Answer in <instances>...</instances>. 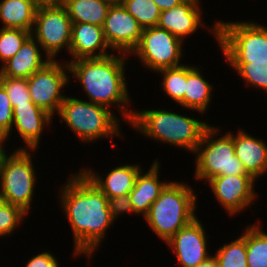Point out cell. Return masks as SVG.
<instances>
[{
	"mask_svg": "<svg viewBox=\"0 0 267 267\" xmlns=\"http://www.w3.org/2000/svg\"><path fill=\"white\" fill-rule=\"evenodd\" d=\"M214 257L218 267H248L246 251V228L240 237L217 248Z\"/></svg>",
	"mask_w": 267,
	"mask_h": 267,
	"instance_id": "27",
	"label": "cell"
},
{
	"mask_svg": "<svg viewBox=\"0 0 267 267\" xmlns=\"http://www.w3.org/2000/svg\"><path fill=\"white\" fill-rule=\"evenodd\" d=\"M60 188V209L65 213L74 239L72 253L75 257L84 255L91 259L115 222L108 198L81 170L71 173Z\"/></svg>",
	"mask_w": 267,
	"mask_h": 267,
	"instance_id": "1",
	"label": "cell"
},
{
	"mask_svg": "<svg viewBox=\"0 0 267 267\" xmlns=\"http://www.w3.org/2000/svg\"><path fill=\"white\" fill-rule=\"evenodd\" d=\"M165 109L134 111L130 122L136 132L151 140L195 153L204 130L210 125L199 118L188 117Z\"/></svg>",
	"mask_w": 267,
	"mask_h": 267,
	"instance_id": "3",
	"label": "cell"
},
{
	"mask_svg": "<svg viewBox=\"0 0 267 267\" xmlns=\"http://www.w3.org/2000/svg\"><path fill=\"white\" fill-rule=\"evenodd\" d=\"M36 11L34 0H0L1 27L31 32Z\"/></svg>",
	"mask_w": 267,
	"mask_h": 267,
	"instance_id": "23",
	"label": "cell"
},
{
	"mask_svg": "<svg viewBox=\"0 0 267 267\" xmlns=\"http://www.w3.org/2000/svg\"><path fill=\"white\" fill-rule=\"evenodd\" d=\"M111 4H122L123 0H106Z\"/></svg>",
	"mask_w": 267,
	"mask_h": 267,
	"instance_id": "40",
	"label": "cell"
},
{
	"mask_svg": "<svg viewBox=\"0 0 267 267\" xmlns=\"http://www.w3.org/2000/svg\"><path fill=\"white\" fill-rule=\"evenodd\" d=\"M67 0H34L37 8L41 7H53V6H65Z\"/></svg>",
	"mask_w": 267,
	"mask_h": 267,
	"instance_id": "37",
	"label": "cell"
},
{
	"mask_svg": "<svg viewBox=\"0 0 267 267\" xmlns=\"http://www.w3.org/2000/svg\"><path fill=\"white\" fill-rule=\"evenodd\" d=\"M128 56L119 52L115 55L113 52L106 57L66 62L70 76L80 82L81 88L88 96L87 101L117 109L120 112L119 117L122 116L129 125L135 110L128 107L132 102L125 75Z\"/></svg>",
	"mask_w": 267,
	"mask_h": 267,
	"instance_id": "2",
	"label": "cell"
},
{
	"mask_svg": "<svg viewBox=\"0 0 267 267\" xmlns=\"http://www.w3.org/2000/svg\"><path fill=\"white\" fill-rule=\"evenodd\" d=\"M192 186L170 181L144 217L152 232L165 243L196 217L197 194Z\"/></svg>",
	"mask_w": 267,
	"mask_h": 267,
	"instance_id": "4",
	"label": "cell"
},
{
	"mask_svg": "<svg viewBox=\"0 0 267 267\" xmlns=\"http://www.w3.org/2000/svg\"><path fill=\"white\" fill-rule=\"evenodd\" d=\"M220 128L209 125L197 146L193 177L197 181L207 182L216 176H252L235 155L232 131L218 134Z\"/></svg>",
	"mask_w": 267,
	"mask_h": 267,
	"instance_id": "6",
	"label": "cell"
},
{
	"mask_svg": "<svg viewBox=\"0 0 267 267\" xmlns=\"http://www.w3.org/2000/svg\"><path fill=\"white\" fill-rule=\"evenodd\" d=\"M197 267H218V263L214 255H212L211 257L200 263Z\"/></svg>",
	"mask_w": 267,
	"mask_h": 267,
	"instance_id": "38",
	"label": "cell"
},
{
	"mask_svg": "<svg viewBox=\"0 0 267 267\" xmlns=\"http://www.w3.org/2000/svg\"><path fill=\"white\" fill-rule=\"evenodd\" d=\"M159 163L158 158L154 159L146 173L141 170L136 177L134 188L129 193L134 214H142L143 218L148 214L151 205L158 199L161 191L169 183L160 180L159 169L161 164Z\"/></svg>",
	"mask_w": 267,
	"mask_h": 267,
	"instance_id": "20",
	"label": "cell"
},
{
	"mask_svg": "<svg viewBox=\"0 0 267 267\" xmlns=\"http://www.w3.org/2000/svg\"><path fill=\"white\" fill-rule=\"evenodd\" d=\"M13 107L4 87L0 84V135L6 136L12 129Z\"/></svg>",
	"mask_w": 267,
	"mask_h": 267,
	"instance_id": "33",
	"label": "cell"
},
{
	"mask_svg": "<svg viewBox=\"0 0 267 267\" xmlns=\"http://www.w3.org/2000/svg\"><path fill=\"white\" fill-rule=\"evenodd\" d=\"M113 111L85 99L65 96L57 115L61 122L74 132L79 141L90 144L100 141V138H106L114 148L116 145L112 143V137H123L120 126L123 119L117 117Z\"/></svg>",
	"mask_w": 267,
	"mask_h": 267,
	"instance_id": "5",
	"label": "cell"
},
{
	"mask_svg": "<svg viewBox=\"0 0 267 267\" xmlns=\"http://www.w3.org/2000/svg\"><path fill=\"white\" fill-rule=\"evenodd\" d=\"M226 64L238 73L246 85L267 93V62Z\"/></svg>",
	"mask_w": 267,
	"mask_h": 267,
	"instance_id": "29",
	"label": "cell"
},
{
	"mask_svg": "<svg viewBox=\"0 0 267 267\" xmlns=\"http://www.w3.org/2000/svg\"><path fill=\"white\" fill-rule=\"evenodd\" d=\"M59 261L50 253V251H43L29 259L25 267H59Z\"/></svg>",
	"mask_w": 267,
	"mask_h": 267,
	"instance_id": "35",
	"label": "cell"
},
{
	"mask_svg": "<svg viewBox=\"0 0 267 267\" xmlns=\"http://www.w3.org/2000/svg\"><path fill=\"white\" fill-rule=\"evenodd\" d=\"M108 205L112 219L115 221L122 214L133 213L132 203L130 201L129 194L119 197H113L108 199Z\"/></svg>",
	"mask_w": 267,
	"mask_h": 267,
	"instance_id": "34",
	"label": "cell"
},
{
	"mask_svg": "<svg viewBox=\"0 0 267 267\" xmlns=\"http://www.w3.org/2000/svg\"><path fill=\"white\" fill-rule=\"evenodd\" d=\"M31 36L30 31L24 29L0 27V63L1 65L12 58Z\"/></svg>",
	"mask_w": 267,
	"mask_h": 267,
	"instance_id": "30",
	"label": "cell"
},
{
	"mask_svg": "<svg viewBox=\"0 0 267 267\" xmlns=\"http://www.w3.org/2000/svg\"><path fill=\"white\" fill-rule=\"evenodd\" d=\"M203 226L205 225L196 217L166 242L181 267H197L212 256L207 251L209 237H206L208 235Z\"/></svg>",
	"mask_w": 267,
	"mask_h": 267,
	"instance_id": "15",
	"label": "cell"
},
{
	"mask_svg": "<svg viewBox=\"0 0 267 267\" xmlns=\"http://www.w3.org/2000/svg\"><path fill=\"white\" fill-rule=\"evenodd\" d=\"M69 66L64 60H51L44 67L27 78L31 101L53 118L59 113L65 96L62 91L68 86L71 77Z\"/></svg>",
	"mask_w": 267,
	"mask_h": 267,
	"instance_id": "10",
	"label": "cell"
},
{
	"mask_svg": "<svg viewBox=\"0 0 267 267\" xmlns=\"http://www.w3.org/2000/svg\"><path fill=\"white\" fill-rule=\"evenodd\" d=\"M236 133L235 135L232 132L235 155L246 172L258 180L267 172V142L242 129H238Z\"/></svg>",
	"mask_w": 267,
	"mask_h": 267,
	"instance_id": "21",
	"label": "cell"
},
{
	"mask_svg": "<svg viewBox=\"0 0 267 267\" xmlns=\"http://www.w3.org/2000/svg\"><path fill=\"white\" fill-rule=\"evenodd\" d=\"M50 61L40 44L30 36L17 53L1 65L0 76L27 79Z\"/></svg>",
	"mask_w": 267,
	"mask_h": 267,
	"instance_id": "19",
	"label": "cell"
},
{
	"mask_svg": "<svg viewBox=\"0 0 267 267\" xmlns=\"http://www.w3.org/2000/svg\"><path fill=\"white\" fill-rule=\"evenodd\" d=\"M246 251L248 267H267V233L259 223L246 227Z\"/></svg>",
	"mask_w": 267,
	"mask_h": 267,
	"instance_id": "25",
	"label": "cell"
},
{
	"mask_svg": "<svg viewBox=\"0 0 267 267\" xmlns=\"http://www.w3.org/2000/svg\"><path fill=\"white\" fill-rule=\"evenodd\" d=\"M153 1L162 12L165 10H169L175 6H178L184 0H153Z\"/></svg>",
	"mask_w": 267,
	"mask_h": 267,
	"instance_id": "36",
	"label": "cell"
},
{
	"mask_svg": "<svg viewBox=\"0 0 267 267\" xmlns=\"http://www.w3.org/2000/svg\"><path fill=\"white\" fill-rule=\"evenodd\" d=\"M29 151L34 152L36 149L18 146L11 153L7 150L0 160V197L27 215L31 212L37 183L36 167L32 160L35 154Z\"/></svg>",
	"mask_w": 267,
	"mask_h": 267,
	"instance_id": "7",
	"label": "cell"
},
{
	"mask_svg": "<svg viewBox=\"0 0 267 267\" xmlns=\"http://www.w3.org/2000/svg\"><path fill=\"white\" fill-rule=\"evenodd\" d=\"M13 124L11 131L5 136V141L12 136V131L18 132L25 144L24 149H38L44 127H50L54 119L46 111L39 108L34 103L16 105L13 107ZM14 128V129H13ZM16 130V131H15Z\"/></svg>",
	"mask_w": 267,
	"mask_h": 267,
	"instance_id": "16",
	"label": "cell"
},
{
	"mask_svg": "<svg viewBox=\"0 0 267 267\" xmlns=\"http://www.w3.org/2000/svg\"><path fill=\"white\" fill-rule=\"evenodd\" d=\"M143 28L122 4H112L103 25V33L110 48L130 55L138 46Z\"/></svg>",
	"mask_w": 267,
	"mask_h": 267,
	"instance_id": "13",
	"label": "cell"
},
{
	"mask_svg": "<svg viewBox=\"0 0 267 267\" xmlns=\"http://www.w3.org/2000/svg\"><path fill=\"white\" fill-rule=\"evenodd\" d=\"M72 21L65 6L37 8L31 36L51 60L70 51Z\"/></svg>",
	"mask_w": 267,
	"mask_h": 267,
	"instance_id": "11",
	"label": "cell"
},
{
	"mask_svg": "<svg viewBox=\"0 0 267 267\" xmlns=\"http://www.w3.org/2000/svg\"><path fill=\"white\" fill-rule=\"evenodd\" d=\"M141 170L139 163L121 164L110 169L108 174L104 175L106 178H103L92 168H81V171L108 199L128 195L134 188L136 177Z\"/></svg>",
	"mask_w": 267,
	"mask_h": 267,
	"instance_id": "18",
	"label": "cell"
},
{
	"mask_svg": "<svg viewBox=\"0 0 267 267\" xmlns=\"http://www.w3.org/2000/svg\"><path fill=\"white\" fill-rule=\"evenodd\" d=\"M111 5L106 0H67L65 8L72 23H89L103 27Z\"/></svg>",
	"mask_w": 267,
	"mask_h": 267,
	"instance_id": "24",
	"label": "cell"
},
{
	"mask_svg": "<svg viewBox=\"0 0 267 267\" xmlns=\"http://www.w3.org/2000/svg\"><path fill=\"white\" fill-rule=\"evenodd\" d=\"M197 65H187V81L184 94V109L196 111L203 114L207 113L212 102L214 85L210 84Z\"/></svg>",
	"mask_w": 267,
	"mask_h": 267,
	"instance_id": "22",
	"label": "cell"
},
{
	"mask_svg": "<svg viewBox=\"0 0 267 267\" xmlns=\"http://www.w3.org/2000/svg\"><path fill=\"white\" fill-rule=\"evenodd\" d=\"M122 5L143 29L158 25L161 11L153 0H123Z\"/></svg>",
	"mask_w": 267,
	"mask_h": 267,
	"instance_id": "28",
	"label": "cell"
},
{
	"mask_svg": "<svg viewBox=\"0 0 267 267\" xmlns=\"http://www.w3.org/2000/svg\"><path fill=\"white\" fill-rule=\"evenodd\" d=\"M5 144H6L5 137L0 135V160L3 154L7 151V149L5 148L6 147Z\"/></svg>",
	"mask_w": 267,
	"mask_h": 267,
	"instance_id": "39",
	"label": "cell"
},
{
	"mask_svg": "<svg viewBox=\"0 0 267 267\" xmlns=\"http://www.w3.org/2000/svg\"><path fill=\"white\" fill-rule=\"evenodd\" d=\"M257 180L253 176H216L207 181L214 198L231 216L255 205Z\"/></svg>",
	"mask_w": 267,
	"mask_h": 267,
	"instance_id": "12",
	"label": "cell"
},
{
	"mask_svg": "<svg viewBox=\"0 0 267 267\" xmlns=\"http://www.w3.org/2000/svg\"><path fill=\"white\" fill-rule=\"evenodd\" d=\"M27 214L19 207L5 202L0 197V238L15 233Z\"/></svg>",
	"mask_w": 267,
	"mask_h": 267,
	"instance_id": "31",
	"label": "cell"
},
{
	"mask_svg": "<svg viewBox=\"0 0 267 267\" xmlns=\"http://www.w3.org/2000/svg\"><path fill=\"white\" fill-rule=\"evenodd\" d=\"M200 3V0H184L178 6L162 11L157 26L172 33L183 43L187 36L196 33L202 26L208 27L207 30H210L208 32L212 31L215 40L218 41V20L216 19L212 26H205L206 23L203 22L202 17L203 8Z\"/></svg>",
	"mask_w": 267,
	"mask_h": 267,
	"instance_id": "14",
	"label": "cell"
},
{
	"mask_svg": "<svg viewBox=\"0 0 267 267\" xmlns=\"http://www.w3.org/2000/svg\"><path fill=\"white\" fill-rule=\"evenodd\" d=\"M227 63L267 62V26L218 20V41Z\"/></svg>",
	"mask_w": 267,
	"mask_h": 267,
	"instance_id": "8",
	"label": "cell"
},
{
	"mask_svg": "<svg viewBox=\"0 0 267 267\" xmlns=\"http://www.w3.org/2000/svg\"><path fill=\"white\" fill-rule=\"evenodd\" d=\"M162 75L161 89L164 93L184 109V94L187 81V65L165 68L157 71Z\"/></svg>",
	"mask_w": 267,
	"mask_h": 267,
	"instance_id": "26",
	"label": "cell"
},
{
	"mask_svg": "<svg viewBox=\"0 0 267 267\" xmlns=\"http://www.w3.org/2000/svg\"><path fill=\"white\" fill-rule=\"evenodd\" d=\"M108 50L114 52L105 39L103 27L89 23H72L70 61L106 57L112 54Z\"/></svg>",
	"mask_w": 267,
	"mask_h": 267,
	"instance_id": "17",
	"label": "cell"
},
{
	"mask_svg": "<svg viewBox=\"0 0 267 267\" xmlns=\"http://www.w3.org/2000/svg\"><path fill=\"white\" fill-rule=\"evenodd\" d=\"M183 45L180 39L165 29L158 26L144 28L138 46L129 56L135 54L143 67L157 73L165 68L183 65Z\"/></svg>",
	"mask_w": 267,
	"mask_h": 267,
	"instance_id": "9",
	"label": "cell"
},
{
	"mask_svg": "<svg viewBox=\"0 0 267 267\" xmlns=\"http://www.w3.org/2000/svg\"><path fill=\"white\" fill-rule=\"evenodd\" d=\"M0 84L6 90L12 107L16 105L33 103L31 101L26 78L0 76Z\"/></svg>",
	"mask_w": 267,
	"mask_h": 267,
	"instance_id": "32",
	"label": "cell"
}]
</instances>
